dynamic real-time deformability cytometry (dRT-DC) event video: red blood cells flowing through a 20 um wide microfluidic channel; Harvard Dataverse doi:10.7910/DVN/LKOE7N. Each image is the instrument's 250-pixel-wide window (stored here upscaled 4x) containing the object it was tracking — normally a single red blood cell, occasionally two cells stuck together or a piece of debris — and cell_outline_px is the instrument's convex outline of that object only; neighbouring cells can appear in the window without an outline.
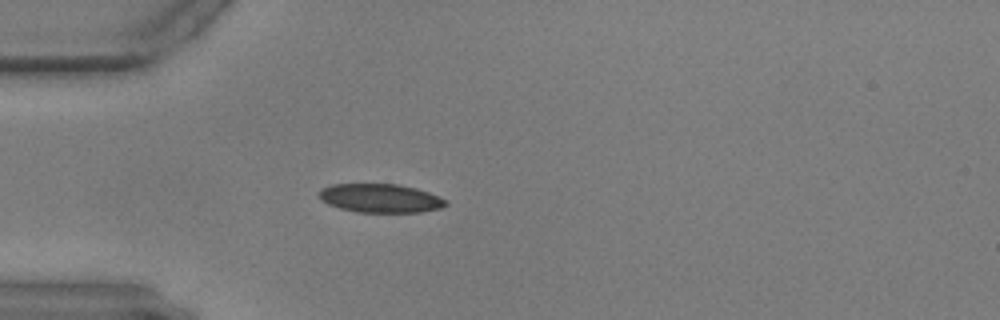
{"species": "common noctule bat (a hibernating species)", "species_latin": "Nyctalus noctula", "temperature_condition": "warm", "stored_images_in_passage": 11, "camera_frame_rate_fps": 3000, "um_per_image_px": 0.085, "animal": {"sex": "male", "body_mass_g": 17.9, "forearm_length_mm": 54.2}, "frame": {"image": 1, "passage_image": 1, "time_ms": 0.0, "image_size_px": [1000, 320], "cell_outline_px": [[448, 204], [440, 208], [420, 212], [356, 212], [340, 208], [328, 204], [320, 200], [316, 192], [320, 188], [332, 184], [400, 184], [416, 188], [428, 192], [448, 200]], "centroid_in_image_um": [32.29, 16.84], "position_along_channel_um": 52.7, "area_um2": 21.44}}
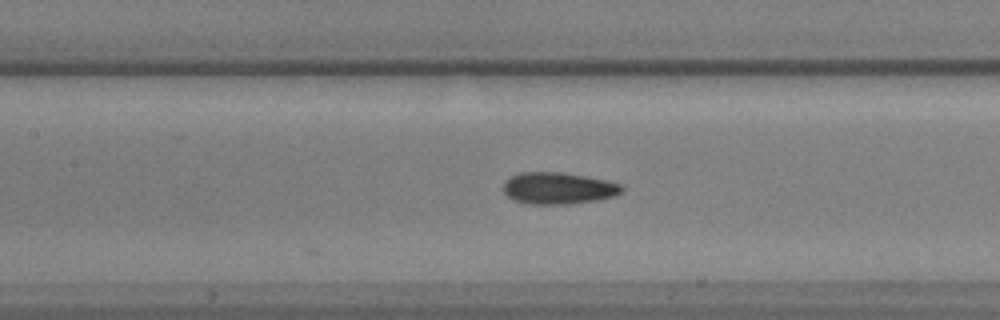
{"frame": {"image": 2, "passage_image": 11, "time_ms": 3.333, "image_size_px": [1000, 320], "cell_outline_px": [[624, 192], [616, 196], [596, 200], [568, 204], [528, 204], [512, 200], [504, 192], [504, 180], [520, 172], [560, 172], [584, 176], [604, 180], [620, 184], [624, 188]], "centroid_in_image_um": [47.45, 16.01], "position_along_channel_um": 160.0, "area_um2": 21.96}}